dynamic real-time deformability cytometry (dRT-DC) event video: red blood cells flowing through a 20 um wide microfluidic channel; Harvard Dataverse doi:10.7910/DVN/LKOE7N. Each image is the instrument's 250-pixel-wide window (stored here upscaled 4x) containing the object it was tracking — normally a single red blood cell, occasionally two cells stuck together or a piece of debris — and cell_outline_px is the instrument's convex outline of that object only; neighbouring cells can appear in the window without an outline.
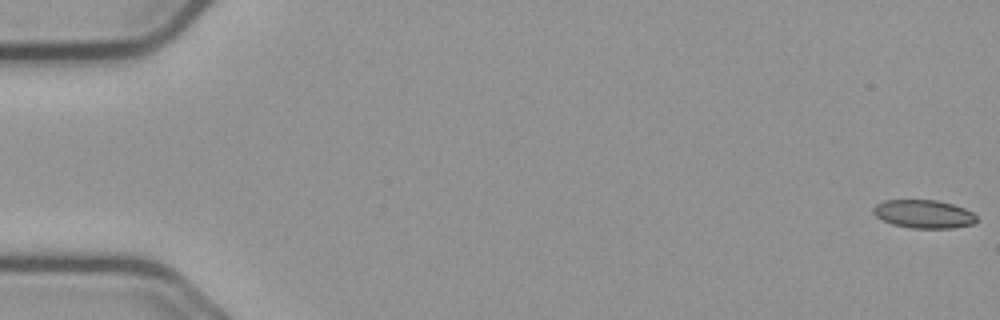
{"species": "common noctule bat (a hibernating species)", "species_latin": "Nyctalus noctula", "temperature_condition": "cold", "stored_images_in_passage": 14, "camera_frame_rate_fps": 3000, "um_per_image_px": 0.085, "animal": {"sex": "male", "body_mass_g": 23.1, "forearm_length_mm": 52.7}, "frame": {"image": 1, "passage_image": 1, "time_ms": 0.0, "image_size_px": [1000, 320], "cell_outline_px": [[980, 220], [972, 224], [952, 228], [908, 228], [892, 224], [876, 216], [872, 212], [872, 208], [876, 204], [884, 200], [936, 200], [952, 204], [964, 208], [972, 212]], "centroid_in_image_um": [78.51, 18.19], "position_along_channel_um": 6.5, "area_um2": 17.11}}